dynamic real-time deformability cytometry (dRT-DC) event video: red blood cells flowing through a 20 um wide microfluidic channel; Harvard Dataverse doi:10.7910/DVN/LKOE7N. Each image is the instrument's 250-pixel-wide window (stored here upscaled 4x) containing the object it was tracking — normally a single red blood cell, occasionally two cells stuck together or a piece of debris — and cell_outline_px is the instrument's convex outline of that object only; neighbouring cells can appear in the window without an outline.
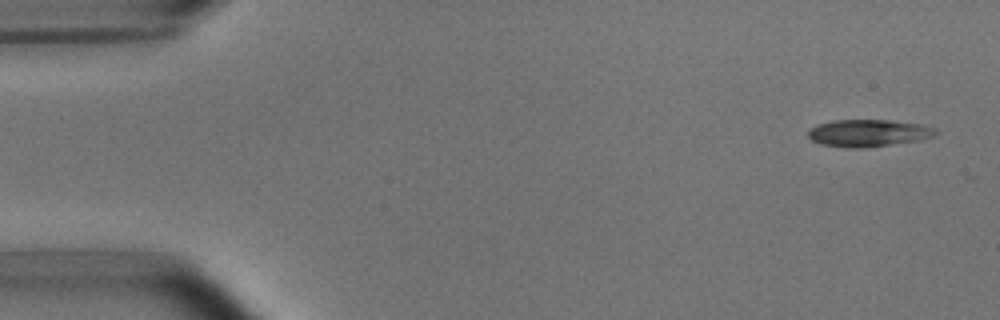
{"species": "common noctule bat (a hibernating species)", "species_latin": "Nyctalus noctula", "temperature_condition": "room temperature", "stored_images_in_passage": 4, "camera_frame_rate_fps": 3000, "um_per_image_px": 0.085, "animal": {"sex": "male", "body_mass_g": 15.6}, "frame": {"image": 1, "passage_image": 1, "time_ms": 0.0, "image_size_px": [1000, 320], "cell_outline_px": [[940, 132], [936, 136], [920, 140], [860, 148], [852, 148], [820, 144], [812, 140], [808, 136], [808, 132], [816, 124], [832, 120], [892, 120], [924, 124], [936, 128]], "centroid_in_image_um": [73.87, 11.29], "position_along_channel_um": 11.1, "area_um2": 20.35}}
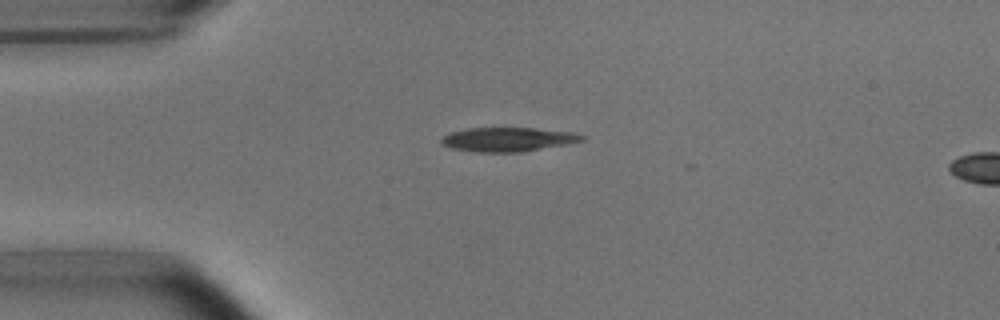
{"frame": {"image": 2, "passage_image": 3, "time_ms": 3.333, "image_size_px": [1000, 320], "cell_outline_px": [[584, 140], [568, 144], [520, 152], [476, 152], [452, 148], [444, 144], [440, 140], [444, 136], [452, 132], [468, 128], [536, 128], [572, 132], [584, 136]], "centroid_in_image_um": [43.2, 11.85], "position_along_channel_um": 41.8, "area_um2": 19.54}}